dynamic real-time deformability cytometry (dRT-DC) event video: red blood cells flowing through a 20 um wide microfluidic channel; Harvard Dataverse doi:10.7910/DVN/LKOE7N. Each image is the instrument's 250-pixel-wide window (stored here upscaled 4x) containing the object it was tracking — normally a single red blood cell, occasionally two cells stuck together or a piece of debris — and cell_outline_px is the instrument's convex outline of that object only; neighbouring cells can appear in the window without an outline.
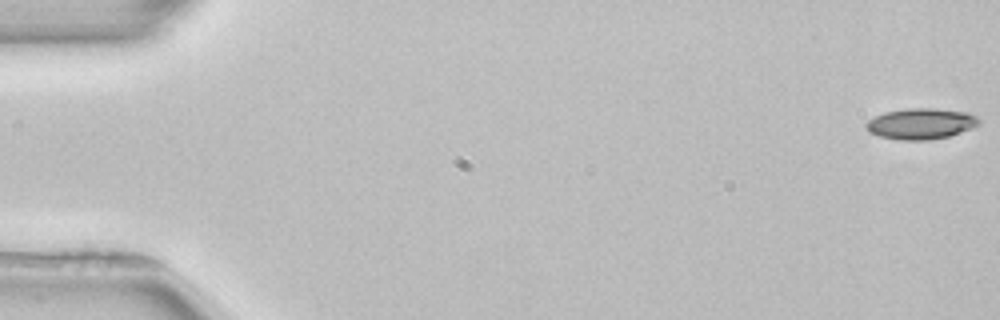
{"species": "common noctule bat (a hibernating species)", "species_latin": "Nyctalus noctula", "temperature_condition": "room temperature", "stored_images_in_passage": 53, "camera_frame_rate_fps": 3000, "um_per_image_px": 0.085, "animal": {"sex": "female", "body_mass_g": 22.7, "forearm_length_mm": 54.2}, "frame": {"image": 1, "passage_image": 1, "time_ms": 0.0, "image_size_px": [1000, 320], "cell_outline_px": [[980, 124], [972, 128], [948, 136], [928, 140], [900, 140], [880, 136], [868, 132], [864, 128], [864, 124], [868, 120], [884, 112], [908, 108], [936, 108], [968, 112], [976, 116], [980, 120]], "centroid_in_image_um": [78.26, 10.51], "position_along_channel_um": 6.7, "area_um2": 20.46}}
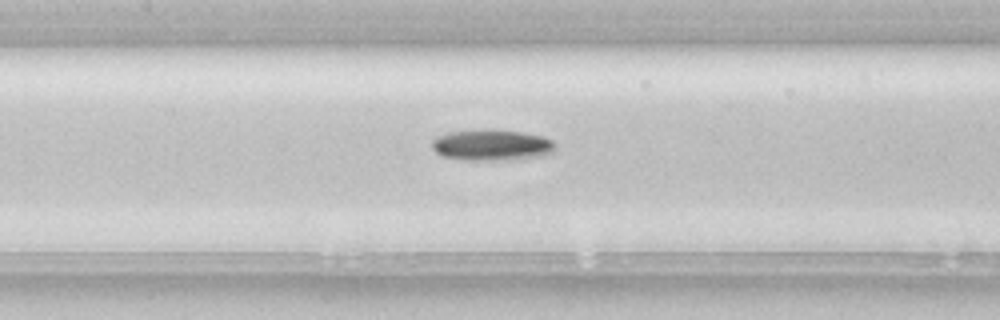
{"frame": {"image": 2, "passage_image": 25, "time_ms": 8.0, "image_size_px": [1000, 320], "cell_outline_px": [[556, 148], [552, 152], [544, 156], [508, 160], [468, 160], [444, 156], [436, 152], [432, 148], [432, 140], [436, 136], [448, 132], [488, 128], [520, 132], [544, 136], [552, 140]], "centroid_in_image_um": [41.81, 12.32], "position_along_channel_um": 165.6, "area_um2": 22.6}}
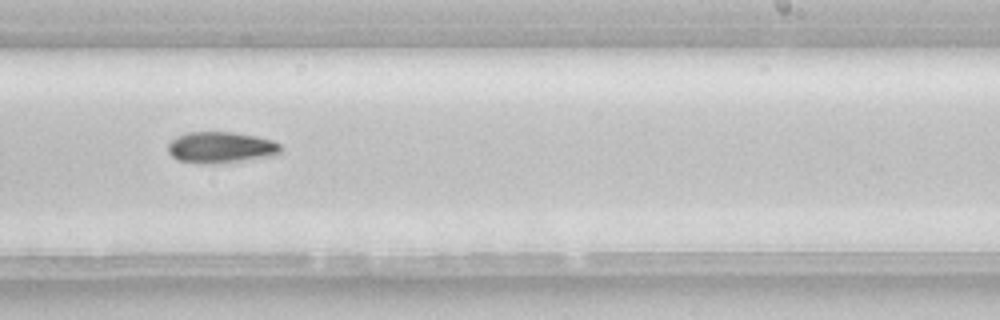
{"frame": {"image": 3, "passage_image": 33, "time_ms": 10.667, "image_size_px": [1000, 320], "cell_outline_px": [[280, 152], [276, 156], [212, 164], [200, 164], [176, 160], [168, 152], [168, 144], [176, 136], [188, 132], [232, 132], [256, 136], [272, 140], [280, 144]], "centroid_in_image_um": [18.76, 12.54], "position_along_channel_um": 270.2, "area_um2": 20.69}}